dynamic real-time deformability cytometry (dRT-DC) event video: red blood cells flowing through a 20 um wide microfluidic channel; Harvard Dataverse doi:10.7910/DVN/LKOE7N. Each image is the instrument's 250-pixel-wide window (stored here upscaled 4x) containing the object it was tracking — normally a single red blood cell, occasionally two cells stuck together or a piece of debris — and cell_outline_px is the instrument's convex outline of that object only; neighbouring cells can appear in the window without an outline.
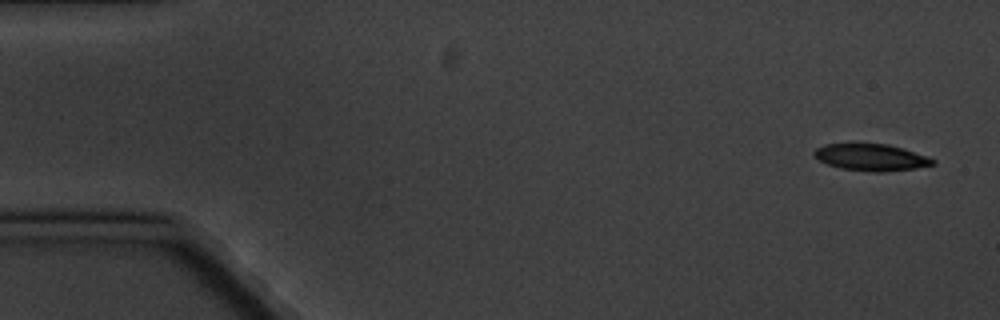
{"species": "common noctule bat (a hibernating species)", "species_latin": "Nyctalus noctula", "temperature_condition": "cold", "stored_images_in_passage": 5, "camera_frame_rate_fps": 3000, "um_per_image_px": 0.085, "animal": {"sex": "male", "body_mass_g": 20.1, "forearm_length_mm": 53.5}, "frame": {"image": 1, "passage_image": 1, "time_ms": 0.0, "image_size_px": [1000, 320], "cell_outline_px": [[936, 164], [916, 168], [884, 172], [872, 172], [840, 168], [828, 164], [820, 160], [812, 152], [816, 148], [824, 144], [852, 140], [888, 144], [904, 148], [928, 156], [936, 160]], "centroid_in_image_um": [74.03, 13.32], "position_along_channel_um": 11.0, "area_um2": 19.48}}
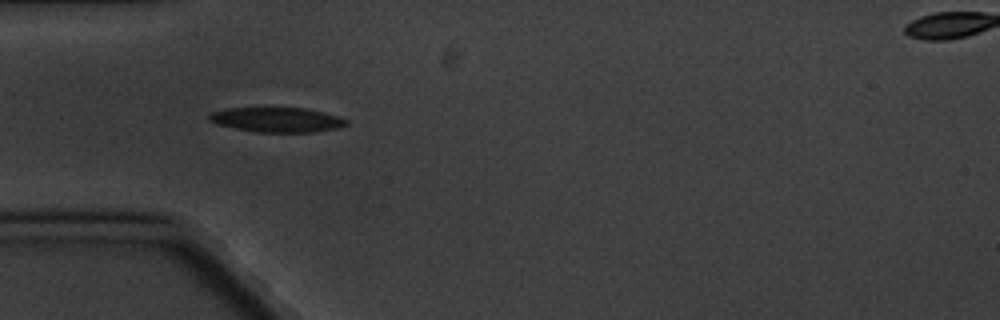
{"frame": {"image": 2, "passage_image": 5, "time_ms": 5.0, "image_size_px": [1000, 320], "cell_outline_px": [[348, 124], [340, 128], [312, 132], [256, 132], [216, 124], [208, 120], [208, 116], [212, 112], [224, 108], [308, 108], [324, 112], [348, 120]], "centroid_in_image_um": [23.54, 10.18], "position_along_channel_um": 61.5, "area_um2": 19.83}}